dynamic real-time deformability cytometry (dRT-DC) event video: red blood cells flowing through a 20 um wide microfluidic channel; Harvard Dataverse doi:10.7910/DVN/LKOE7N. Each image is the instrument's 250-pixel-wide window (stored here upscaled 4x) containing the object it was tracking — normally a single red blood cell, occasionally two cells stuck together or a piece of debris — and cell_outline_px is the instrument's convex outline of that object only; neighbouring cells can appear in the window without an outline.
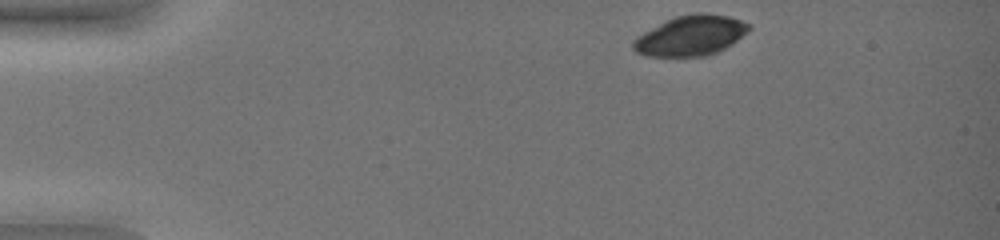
{"species": "common noctule bat (a hibernating species)", "species_latin": "Nyctalus noctula", "temperature_condition": "warm", "stored_images_in_passage": 43, "camera_frame_rate_fps": 3000, "um_per_image_px": 0.085, "animal": {"sex": "female", "body_mass_g": 19.0, "forearm_length_mm": 51.5}, "frame": {"image": 1, "passage_image": 1, "time_ms": 0.0, "image_size_px": [1000, 240], "cell_outline_px": [[752, 28], [748, 32], [732, 44], [708, 56], [644, 56], [636, 52], [632, 48], [632, 40], [636, 36], [664, 20], [676, 16], [696, 12], [704, 12], [728, 16], [752, 24]], "centroid_in_image_um": [58.7, 3.01], "position_along_channel_um": 26.3, "area_um2": 27.46}}
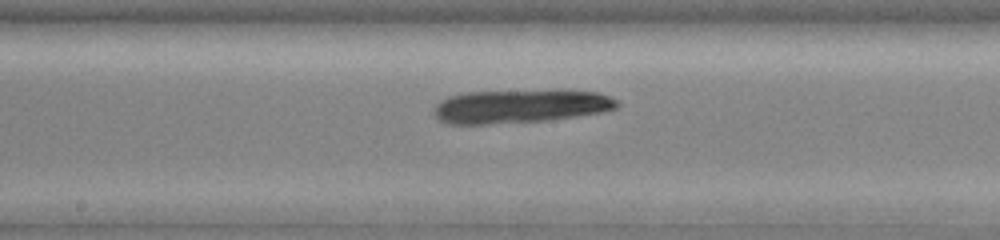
{"frame": {"image": 2, "passage_image": 22, "time_ms": 7.0, "image_size_px": [1000, 240], "cell_outline_px": [[620, 104], [616, 108], [604, 112], [548, 120], [488, 124], [448, 124], [440, 120], [432, 112], [432, 108], [440, 100], [448, 96], [468, 92], [556, 88], [596, 92], [608, 96], [616, 100]], "centroid_in_image_um": [44.23, 9.0], "position_along_channel_um": 204.0, "area_um2": 36.76}}
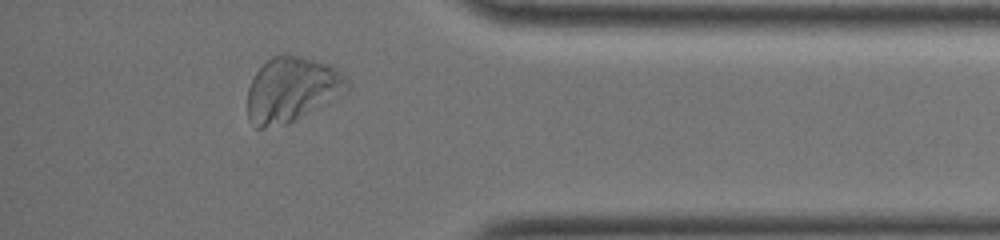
{"frame": {"image": 3, "passage_image": 39, "time_ms": 12.667, "image_size_px": [1000, 240], "cell_outline_px": [[352, 88], [348, 92], [288, 124], [264, 128], [256, 128], [248, 120], [248, 88], [256, 72], [272, 56], [300, 56], [328, 64], [336, 68], [348, 80]], "centroid_in_image_um": [24.82, 7.64], "position_along_channel_um": 410.4, "area_um2": 37.69}}